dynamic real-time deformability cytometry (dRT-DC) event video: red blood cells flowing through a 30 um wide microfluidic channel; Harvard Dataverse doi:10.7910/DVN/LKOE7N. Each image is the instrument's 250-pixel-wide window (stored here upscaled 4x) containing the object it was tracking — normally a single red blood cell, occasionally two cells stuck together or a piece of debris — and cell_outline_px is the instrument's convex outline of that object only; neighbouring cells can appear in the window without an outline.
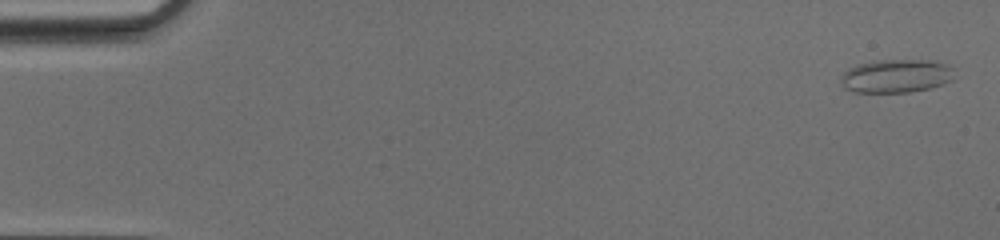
{"species": "common noctule bat (a hibernating species)", "species_latin": "Nyctalus noctula", "temperature_condition": "cold", "stored_images_in_passage": 49, "camera_frame_rate_fps": 3000, "um_per_image_px": 0.085, "animal": {"sex": "female", "body_mass_g": 17.0, "forearm_length_mm": 48.0}, "frame": {"image": 1, "passage_image": 1, "time_ms": 0.0, "image_size_px": [1000, 240], "cell_outline_px": [[956, 80], [928, 88], [908, 92], [852, 92], [844, 88], [844, 72], [856, 64], [876, 60], [932, 60], [944, 64], [948, 68]], "centroid_in_image_um": [76.18, 6.46], "position_along_channel_um": 8.8, "area_um2": 21.73}}
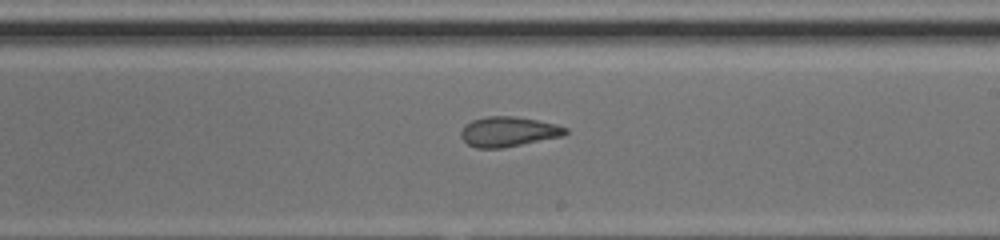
{"frame": {"image": 2, "passage_image": 29, "time_ms": 9.333, "image_size_px": [1000, 240], "cell_outline_px": [[568, 132], [564, 136], [504, 148], [476, 148], [468, 144], [460, 136], [460, 132], [464, 124], [472, 120], [488, 116], [512, 116], [536, 120], [556, 124], [568, 128]], "centroid_in_image_um": [43.21, 11.2], "position_along_channel_um": 245.8, "area_um2": 18.38}}
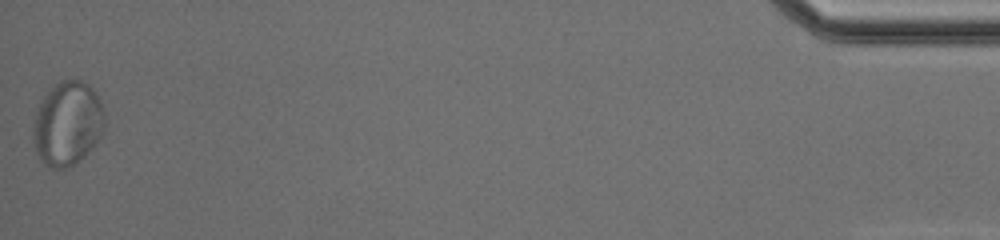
{"frame": {"image": 3, "passage_image": 49, "time_ms": 16.0, "image_size_px": [1000, 240], "cell_outline_px": [[104, 128], [100, 136], [92, 148], [76, 164], [64, 168], [56, 168], [40, 160], [36, 152], [36, 112], [44, 96], [60, 80], [80, 80], [88, 84], [92, 88], [104, 112]], "centroid_in_image_um": [5.78, 10.5], "position_along_channel_um": 429.4, "area_um2": 33.99}, "authors_computed_cell_mechanics": {"area_um2": 19.5364, "velocity_mm_per_s": 4.2077, "shape_relaxation_time_tau1_ms": null, "shape_relaxation_time_tau2_ms": 2.0826, "deformation_change_tau1": null, "deformation_change_tau2": 0.0826}}